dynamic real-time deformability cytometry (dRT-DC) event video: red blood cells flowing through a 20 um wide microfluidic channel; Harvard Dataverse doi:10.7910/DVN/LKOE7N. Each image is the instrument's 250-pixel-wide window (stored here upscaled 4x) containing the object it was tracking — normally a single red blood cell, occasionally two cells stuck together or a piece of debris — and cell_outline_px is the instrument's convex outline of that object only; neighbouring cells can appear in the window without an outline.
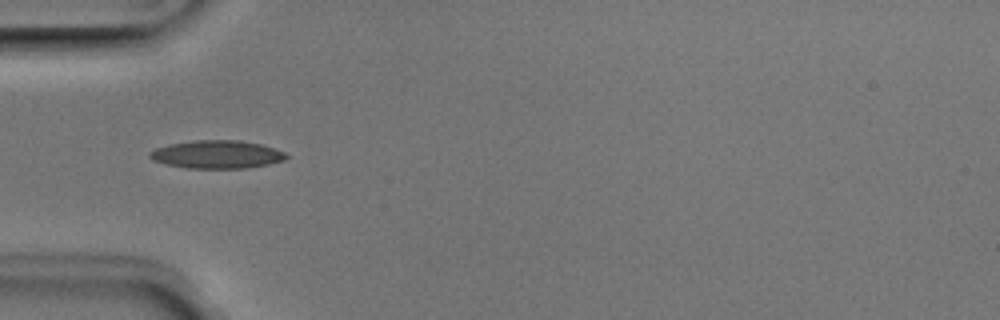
{"species": "Egyptian fruit bat (a non-hibernating species)", "species_latin": "Rousettus aegyptiacus", "temperature_condition": "room temperature", "stored_images_in_passage": 36, "camera_frame_rate_fps": 3000, "um_per_image_px": 0.085, "animal": {"sex": "male"}, "frame": {"image": 1, "passage_image": 1, "time_ms": 0.0, "image_size_px": [1000, 320], "cell_outline_px": [[288, 156], [284, 160], [268, 164], [244, 168], [188, 168], [168, 164], [152, 160], [148, 156], [148, 152], [156, 148], [168, 144], [192, 140], [240, 140], [260, 144], [276, 148], [284, 152]], "centroid_in_image_um": [18.42, 13.11], "position_along_channel_um": 66.6, "area_um2": 22.31}}
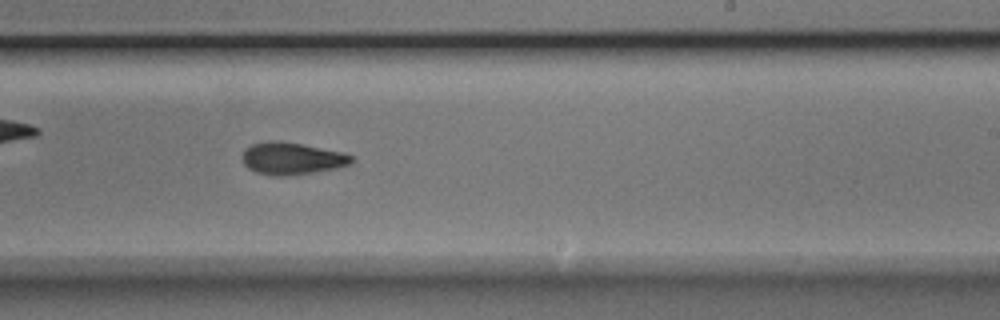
{"frame": {"image": 2, "passage_image": 16, "time_ms": 5.0, "image_size_px": [1000, 320], "cell_outline_px": [[352, 164], [336, 168], [312, 172], [284, 176], [272, 176], [256, 172], [248, 168], [244, 164], [244, 148], [252, 144], [268, 140], [276, 140], [300, 144], [344, 152], [352, 156]], "centroid_in_image_um": [24.8, 13.47], "position_along_channel_um": 264.2, "area_um2": 20.35}}
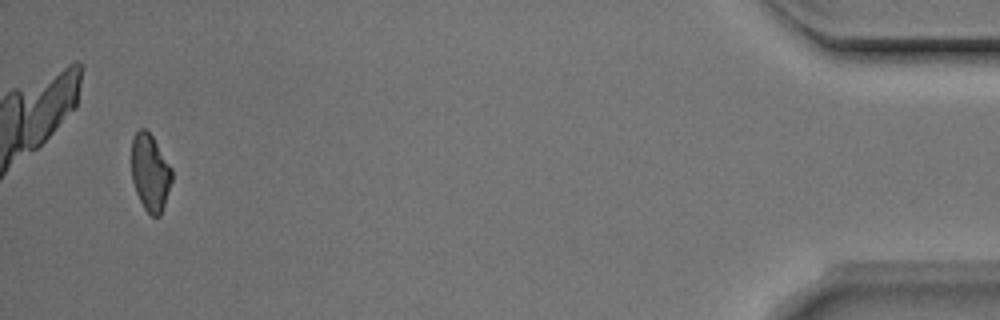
{"frame": {"image": 3, "passage_image": 34, "time_ms": 11.0, "image_size_px": [1000, 320], "cell_outline_px": [[172, 180], [160, 216], [152, 216], [144, 208], [136, 192], [132, 180], [132, 136], [140, 128], [144, 128], [152, 136], [172, 168]], "centroid_in_image_um": [12.76, 14.65], "position_along_channel_um": 422.4, "area_um2": 17.92}, "authors_computed_cell_mechanics": {"area_um2": 20.1433, "velocity_mm_per_s": 3.9679, "shape_relaxation_time_tau1_ms": 4.9575, "shape_relaxation_time_tau2_ms": 2.6641, "deformation_change_tau1": 0.1475, "deformation_change_tau2": 0.0934}}